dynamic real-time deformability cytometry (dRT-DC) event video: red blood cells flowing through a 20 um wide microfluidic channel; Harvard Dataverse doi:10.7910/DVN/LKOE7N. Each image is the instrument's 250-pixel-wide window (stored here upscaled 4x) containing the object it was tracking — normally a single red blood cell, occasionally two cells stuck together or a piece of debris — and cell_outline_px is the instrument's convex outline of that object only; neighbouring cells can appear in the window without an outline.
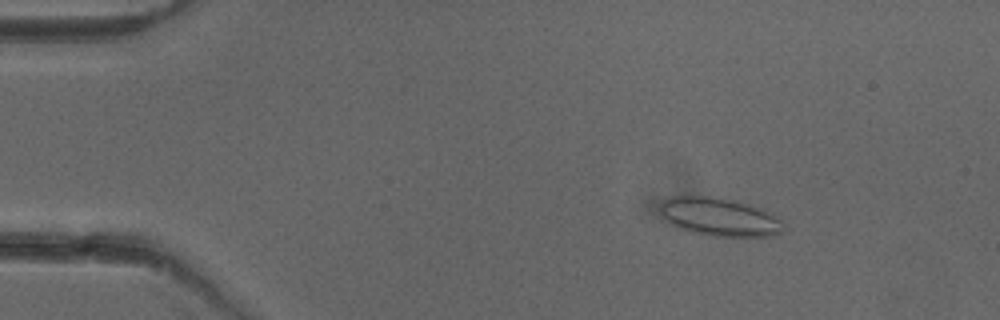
{"species": "common noctule bat (a hibernating species)", "species_latin": "Nyctalus noctula", "temperature_condition": "cold", "stored_images_in_passage": 51, "camera_frame_rate_fps": 3000, "um_per_image_px": 0.085, "animal": {"sex": "female"}, "frame": {"image": 1, "passage_image": 7, "time_ms": 2.0, "image_size_px": [1000, 320], "cell_outline_px": [[784, 228], [776, 236], [704, 236], [680, 228], [672, 224], [660, 212], [660, 204], [664, 200], [676, 196], [708, 196], [736, 200], [764, 208], [772, 212], [780, 220]], "centroid_in_image_um": [61.2, 18.44], "position_along_channel_um": 23.8, "area_um2": 27.63}}
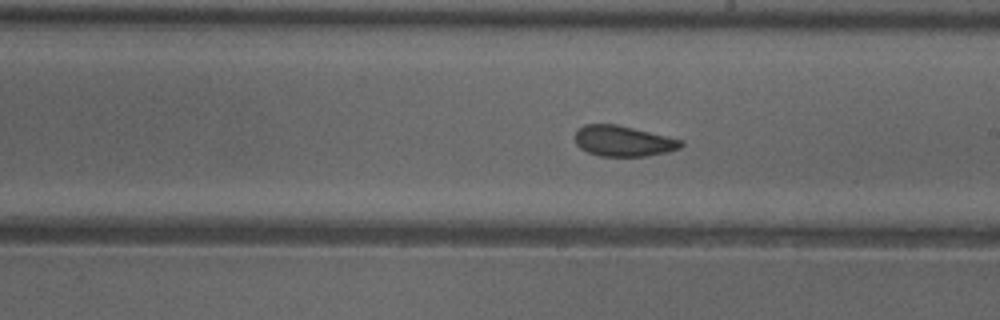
{"frame": {"image": 2, "passage_image": 29, "time_ms": 9.333, "image_size_px": [1000, 320], "cell_outline_px": [[684, 144], [680, 148], [668, 152], [648, 156], [600, 156], [588, 152], [580, 148], [576, 144], [576, 128], [584, 124], [616, 124], [684, 140]], "centroid_in_image_um": [52.98, 11.99], "position_along_channel_um": 236.0, "area_um2": 19.02}}
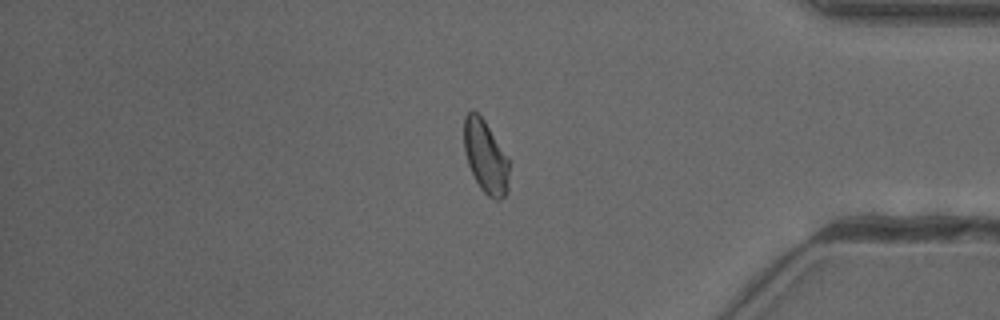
{"frame": {"image": 3, "passage_image": 43, "time_ms": 14.0, "image_size_px": [1000, 320], "cell_outline_px": [[508, 192], [500, 200], [496, 200], [488, 196], [480, 188], [468, 164], [464, 148], [464, 116], [472, 108], [484, 120], [508, 156]], "centroid_in_image_um": [41.27, 13.31], "position_along_channel_um": 393.9, "area_um2": 19.13}, "authors_computed_cell_mechanics": {"area_um2": 19.7098, "velocity_mm_per_s": 3.9691, "shape_relaxation_time_tau1_ms": null, "shape_relaxation_time_tau2_ms": 1.5335, "deformation_change_tau1": null, "deformation_change_tau2": 0.0734}}